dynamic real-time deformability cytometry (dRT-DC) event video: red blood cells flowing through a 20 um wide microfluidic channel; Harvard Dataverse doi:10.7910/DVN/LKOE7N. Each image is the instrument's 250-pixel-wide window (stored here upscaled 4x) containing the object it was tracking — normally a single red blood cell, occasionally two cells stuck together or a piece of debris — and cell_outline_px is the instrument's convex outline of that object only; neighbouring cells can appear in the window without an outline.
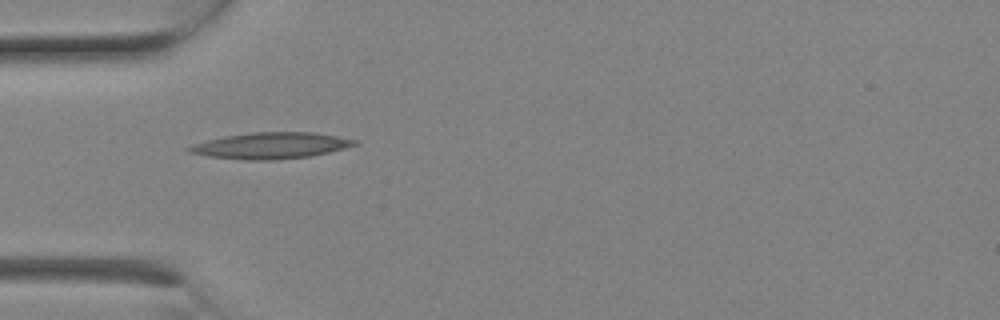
{"species": "Egyptian fruit bat (a non-hibernating species)", "species_latin": "Rousettus aegyptiacus", "temperature_condition": "room temperature", "stored_images_in_passage": 1, "camera_frame_rate_fps": 3000, "um_per_image_px": 0.085, "animal": {"sex": "female"}, "frame": {"image": 1, "passage_image": 1, "time_ms": 0.0, "image_size_px": [1000, 320], "cell_outline_px": [[360, 144], [328, 152], [308, 156], [276, 160], [248, 160], [208, 156], [188, 152], [184, 148], [192, 144], [224, 136], [252, 132], [312, 132], [360, 140]], "centroid_in_image_um": [23.02, 12.37], "position_along_channel_um": 62.0, "area_um2": 25.32}}